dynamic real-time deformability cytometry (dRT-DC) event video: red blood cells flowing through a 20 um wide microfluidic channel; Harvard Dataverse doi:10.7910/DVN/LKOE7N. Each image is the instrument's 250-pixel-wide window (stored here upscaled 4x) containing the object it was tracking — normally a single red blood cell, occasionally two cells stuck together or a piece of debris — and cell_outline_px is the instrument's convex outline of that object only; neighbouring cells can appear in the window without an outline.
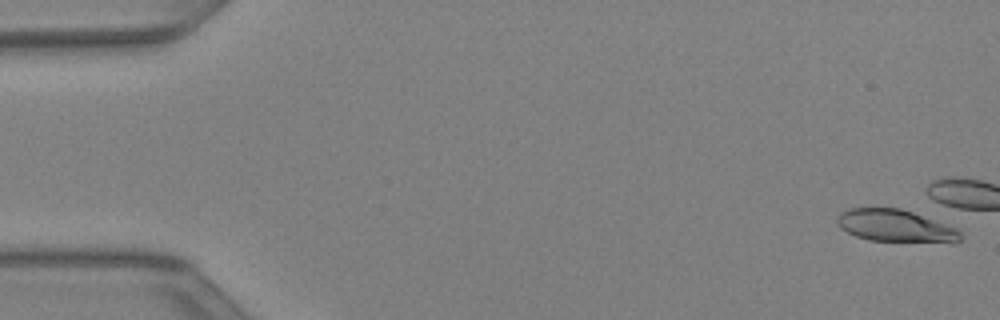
{"species": "Egyptian fruit bat (a non-hibernating species)", "species_latin": "Rousettus aegyptiacus", "temperature_condition": "warm", "stored_images_in_passage": 5, "camera_frame_rate_fps": 3000, "um_per_image_px": 0.085, "animal": {"sex": "female"}, "frame": {"image": 1, "passage_image": 1, "time_ms": 0.0, "image_size_px": [1000, 320], "cell_outline_px": [[960, 240], [956, 244], [868, 240], [856, 236], [840, 228], [836, 220], [836, 216], [840, 212], [848, 208], [900, 208], [912, 212], [956, 228], [960, 232]], "centroid_in_image_um": [76.12, 19.22], "position_along_channel_um": 8.9, "area_um2": 23.52}}